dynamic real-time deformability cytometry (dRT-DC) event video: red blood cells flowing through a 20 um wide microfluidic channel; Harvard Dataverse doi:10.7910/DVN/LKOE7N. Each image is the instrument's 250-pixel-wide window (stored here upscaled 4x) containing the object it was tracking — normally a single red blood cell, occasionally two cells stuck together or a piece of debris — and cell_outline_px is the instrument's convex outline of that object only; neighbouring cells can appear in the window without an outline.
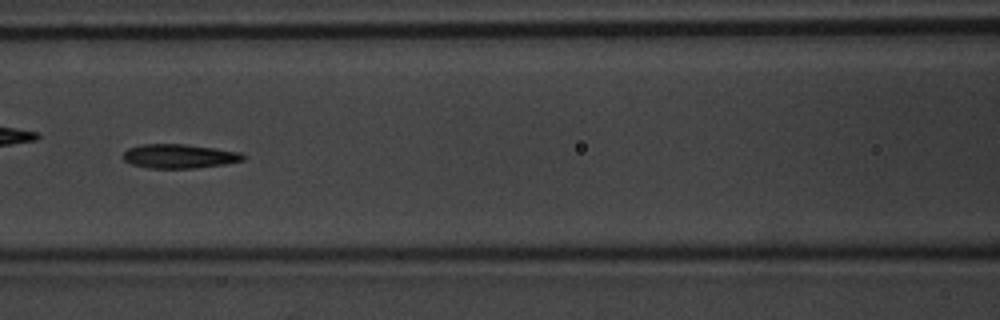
{"species": "common noctule bat (a hibernating species)", "species_latin": "Nyctalus noctula", "temperature_condition": "warm", "stored_images_in_passage": 54, "camera_frame_rate_fps": 3000, "um_per_image_px": 0.085, "animal": {"sex": "male", "body_mass_g": 20.1, "forearm_length_mm": 53.5}, "frame": {"image": 1, "passage_image": 24, "time_ms": 7.667, "image_size_px": [1000, 320], "cell_outline_px": [[248, 156], [244, 160], [224, 164], [196, 168], [148, 168], [132, 164], [124, 160], [124, 152], [128, 148], [140, 144], [184, 144], [216, 148], [240, 152]], "centroid_in_image_um": [15.27, 13.27], "position_along_channel_um": 151.3, "area_um2": 16.94}}
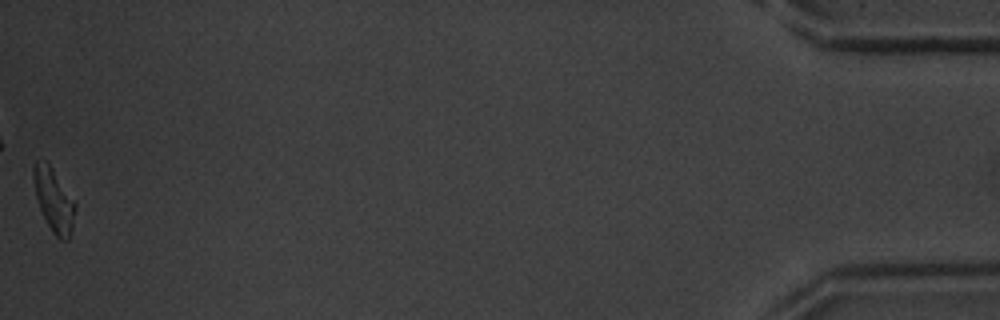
{"frame": {"image": 2, "passage_image": 54, "time_ms": 17.667, "image_size_px": [1000, 320], "cell_outline_px": [[76, 208], [72, 228], [68, 240], [60, 240], [52, 232], [40, 208], [36, 196], [32, 176], [32, 168], [36, 160], [44, 160], [52, 168], [76, 204]], "centroid_in_image_um": [4.56, 17.0], "position_along_channel_um": 430.6, "area_um2": 15.14}, "authors_computed_cell_mechanics": {"area_um2": 16.7331, "velocity_mm_per_s": 3.7348, "shape_relaxation_time_tau1_ms": 4.5698, "shape_relaxation_time_tau2_ms": 3.845, "deformation_change_tau1": 0.1657, "deformation_change_tau2": 0.1221}}